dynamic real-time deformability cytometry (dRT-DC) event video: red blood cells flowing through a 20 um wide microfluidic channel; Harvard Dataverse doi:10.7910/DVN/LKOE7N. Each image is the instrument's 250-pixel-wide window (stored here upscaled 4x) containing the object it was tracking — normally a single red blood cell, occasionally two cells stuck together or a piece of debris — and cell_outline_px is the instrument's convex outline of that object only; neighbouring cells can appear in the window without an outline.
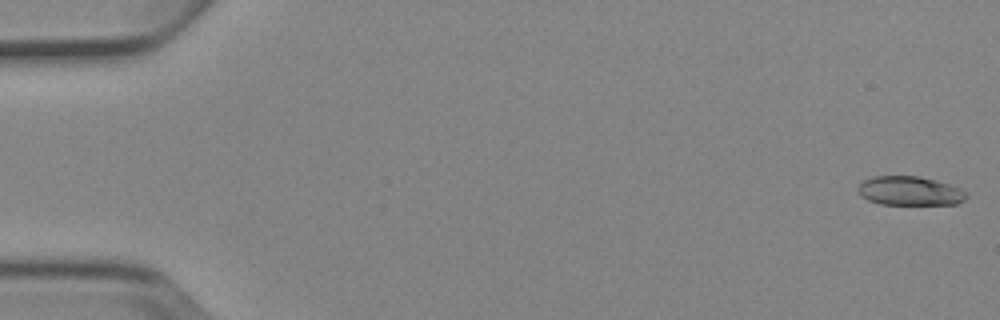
{"species": "Egyptian fruit bat (a non-hibernating species)", "species_latin": "Rousettus aegyptiacus", "temperature_condition": "cold", "stored_images_in_passage": 4, "camera_frame_rate_fps": 3000, "um_per_image_px": 0.085, "animal": {"sex": "female"}, "frame": {"image": 1, "passage_image": 1, "time_ms": 0.0, "image_size_px": [1000, 320], "cell_outline_px": [[968, 196], [964, 200], [956, 204], [880, 204], [868, 200], [860, 196], [856, 188], [864, 180], [872, 176], [920, 176], [936, 180], [960, 188], [968, 192]], "centroid_in_image_um": [77.33, 16.22], "position_along_channel_um": 7.7, "area_um2": 18.5}}